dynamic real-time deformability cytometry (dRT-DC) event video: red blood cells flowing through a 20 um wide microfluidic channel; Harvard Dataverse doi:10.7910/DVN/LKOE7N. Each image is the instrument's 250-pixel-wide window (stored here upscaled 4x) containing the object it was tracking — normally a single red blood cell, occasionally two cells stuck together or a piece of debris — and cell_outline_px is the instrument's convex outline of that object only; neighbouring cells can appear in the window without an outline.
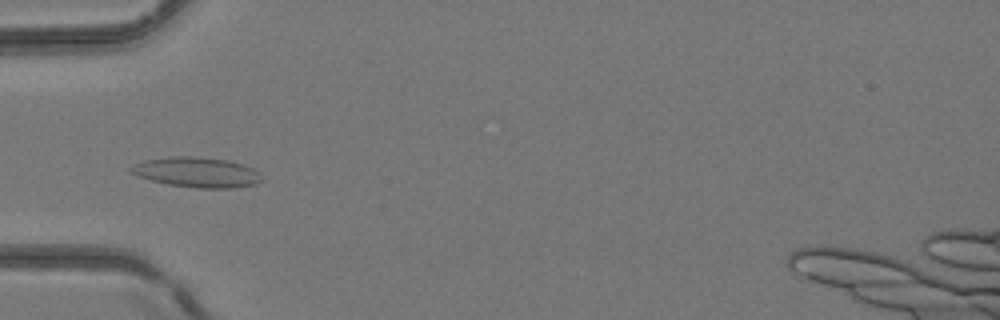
{"species": "common noctule bat (a hibernating species)", "species_latin": "Nyctalus noctula", "temperature_condition": "room temperature", "stored_images_in_passage": 5, "camera_frame_rate_fps": 3000, "um_per_image_px": 0.085, "animal": {"sex": "female", "body_mass_g": 24.6, "forearm_length_mm": 56.2}, "frame": {"image": 1, "passage_image": 5, "time_ms": 4.667, "image_size_px": [1000, 320], "cell_outline_px": [[264, 180], [256, 184], [232, 188], [200, 188], [168, 184], [152, 180], [128, 172], [128, 168], [132, 164], [144, 160], [176, 156], [192, 156], [228, 160], [244, 164], [252, 168]], "centroid_in_image_um": [16.71, 14.64], "position_along_channel_um": 68.3, "area_um2": 22.89}}